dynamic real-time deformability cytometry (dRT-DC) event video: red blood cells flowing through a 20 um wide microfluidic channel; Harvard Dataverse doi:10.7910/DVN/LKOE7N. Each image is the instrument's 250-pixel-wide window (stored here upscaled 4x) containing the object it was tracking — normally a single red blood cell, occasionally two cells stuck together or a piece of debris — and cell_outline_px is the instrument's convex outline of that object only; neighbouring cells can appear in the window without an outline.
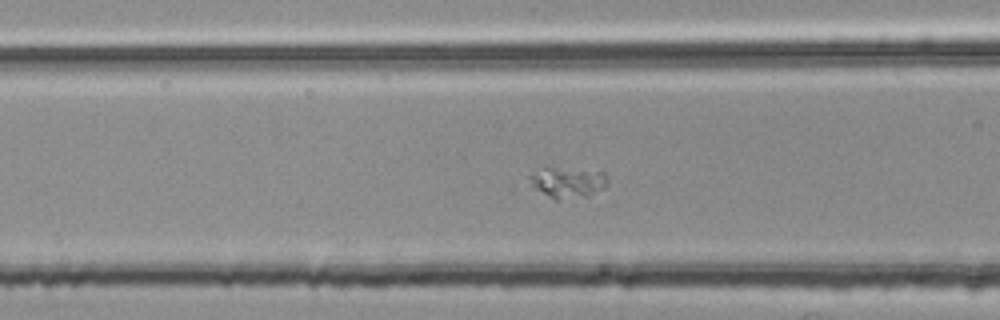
{"species": "common noctule bat (a hibernating species)", "species_latin": "Nyctalus noctula", "temperature_condition": "room temperature", "stored_images_in_passage": 51, "segment_of_instrument_passage": [2, 2], "camera_frame_rate_fps": 3000, "um_per_image_px": 0.085, "animal": {"sex": "female", "body_mass_g": 25.1}, "frame": {"image": 1, "passage_image": 18, "time_ms": 5.667, "image_size_px": [1000, 320], "cell_outline_px": [[608, 184], [604, 188], [588, 196], [556, 200], [552, 200], [532, 188], [528, 176], [544, 164], [552, 164], [604, 172], [608, 180]], "centroid_in_image_um": [48.17, 15.44], "position_along_channel_um": 118.4, "area_um2": 15.09}}
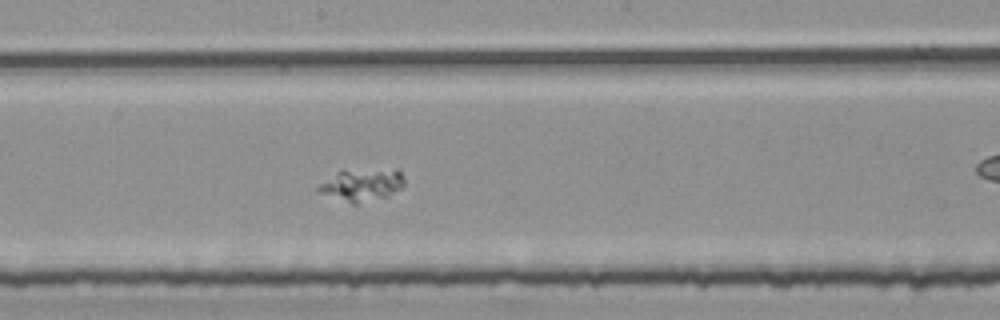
{"frame": {"image": 2, "passage_image": 26, "time_ms": 8.333, "image_size_px": [1000, 320], "cell_outline_px": [[404, 184], [400, 188], [388, 196], [356, 204], [352, 204], [316, 192], [316, 188], [320, 184], [336, 172], [400, 172], [404, 176]], "centroid_in_image_um": [30.68, 15.8], "position_along_channel_um": 217.5, "area_um2": 15.14}}
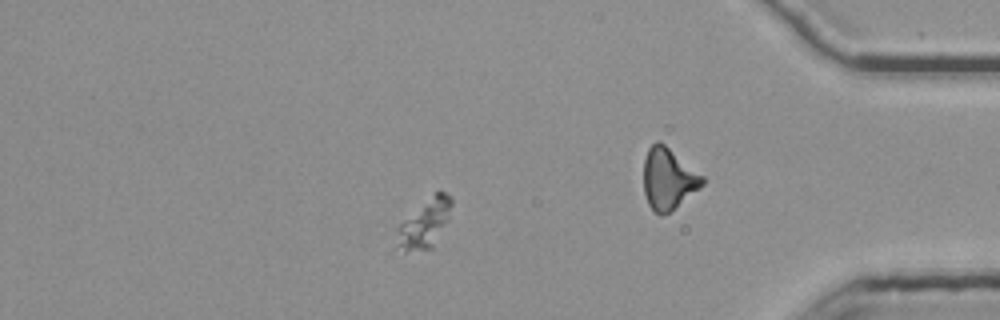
{"frame": {"image": 3, "passage_image": 44, "time_ms": 14.333, "image_size_px": [1000, 320], "cell_outline_px": [[452, 204], [448, 220], [432, 248], [404, 252], [396, 244], [396, 228], [404, 220], [436, 192], [444, 192], [452, 196]], "centroid_in_image_um": [36.1, 19.02], "position_along_channel_um": 399.1, "area_um2": 15.2}}